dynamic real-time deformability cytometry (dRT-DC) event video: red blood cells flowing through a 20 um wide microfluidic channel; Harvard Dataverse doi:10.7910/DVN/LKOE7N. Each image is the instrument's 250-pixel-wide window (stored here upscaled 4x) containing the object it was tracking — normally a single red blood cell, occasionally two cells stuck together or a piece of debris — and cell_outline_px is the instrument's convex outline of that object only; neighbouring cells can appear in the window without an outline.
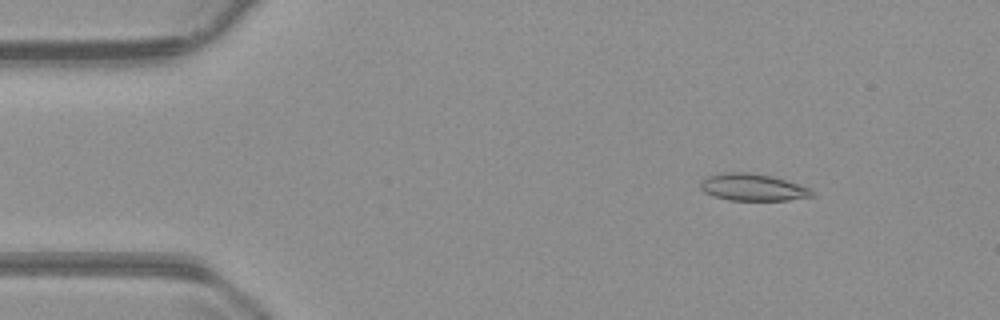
{"species": "common noctule bat (a hibernating species)", "species_latin": "Nyctalus noctula", "temperature_condition": "warm", "stored_images_in_passage": 55, "camera_frame_rate_fps": 3000, "um_per_image_px": 0.085, "animal": {"sex": "male", "body_mass_g": 23.1, "forearm_length_mm": 52.7}, "frame": {"image": 1, "passage_image": 7, "time_ms": 2.0, "image_size_px": [1000, 320], "cell_outline_px": [[816, 196], [788, 200], [728, 200], [712, 196], [704, 192], [700, 188], [700, 180], [704, 176], [724, 172], [748, 172], [772, 176], [808, 188], [816, 192]], "centroid_in_image_um": [63.93, 15.92], "position_along_channel_um": 21.1, "area_um2": 17.74}}
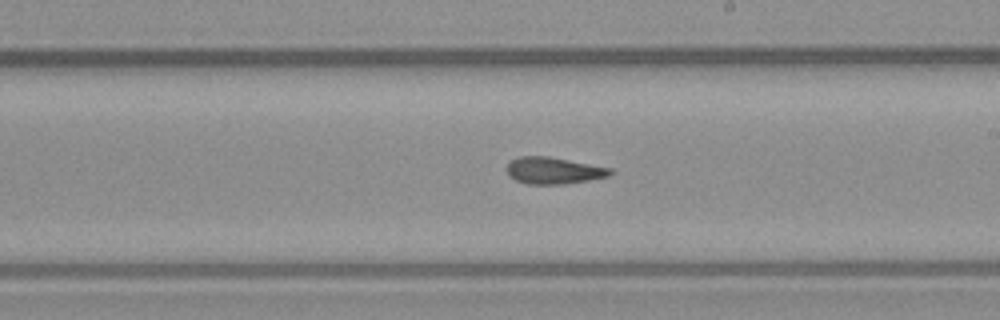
{"frame": {"image": 2, "passage_image": 31, "time_ms": 10.0, "image_size_px": [1000, 320], "cell_outline_px": [[616, 172], [608, 176], [588, 180], [564, 184], [528, 184], [516, 180], [508, 176], [504, 168], [508, 160], [520, 156], [548, 156], [612, 168]], "centroid_in_image_um": [47.01, 14.49], "position_along_channel_um": 242.0, "area_um2": 16.42}}
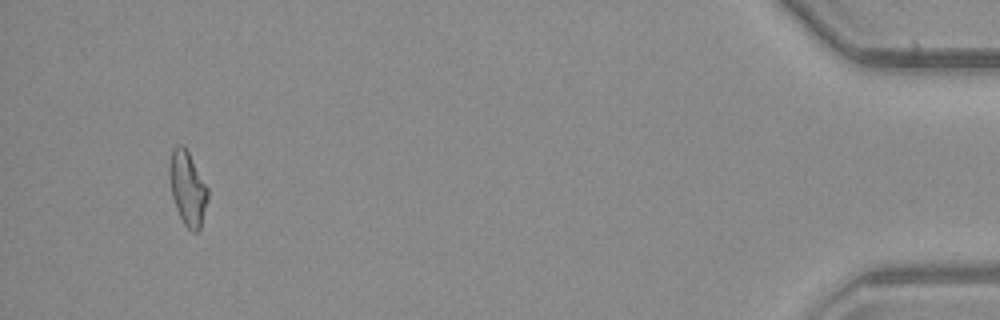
{"frame": {"image": 3, "passage_image": 52, "time_ms": 17.0, "image_size_px": [1000, 320], "cell_outline_px": [[208, 200], [200, 228], [196, 232], [192, 232], [184, 224], [176, 208], [172, 196], [168, 176], [168, 164], [172, 148], [176, 144], [184, 144], [208, 188]], "centroid_in_image_um": [15.92, 15.96], "position_along_channel_um": 419.3, "area_um2": 16.76}, "authors_computed_cell_mechanics": {"area_um2": 16.6464, "velocity_mm_per_s": 3.7388, "shape_relaxation_time_tau1_ms": null, "shape_relaxation_time_tau2_ms": 3.2976, "deformation_change_tau1": null, "deformation_change_tau2": 0.1032}}